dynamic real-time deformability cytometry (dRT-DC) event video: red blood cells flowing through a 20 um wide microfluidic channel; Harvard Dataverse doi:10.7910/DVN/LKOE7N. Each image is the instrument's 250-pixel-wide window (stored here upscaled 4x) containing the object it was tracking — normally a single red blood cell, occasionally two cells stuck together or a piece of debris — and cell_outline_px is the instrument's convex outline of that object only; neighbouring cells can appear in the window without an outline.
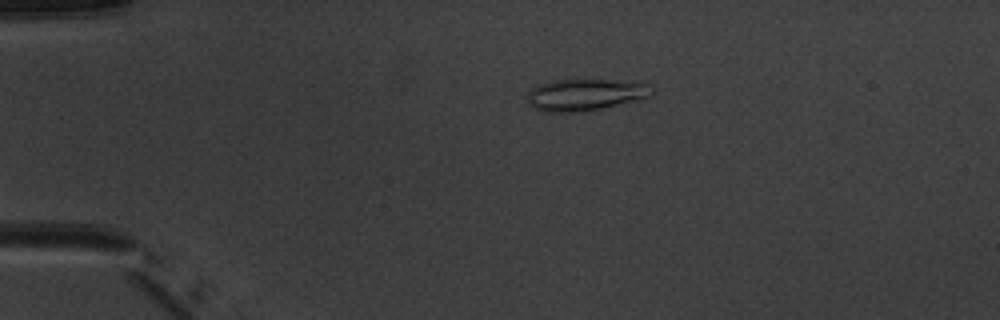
{"species": "common noctule bat (a hibernating species)", "species_latin": "Nyctalus noctula", "temperature_condition": "warm", "stored_images_in_passage": 2, "camera_frame_rate_fps": 3000, "um_per_image_px": 0.085, "animal": {"sex": "male", "body_mass_g": 20.1, "forearm_length_mm": 53.5}, "frame": {"image": 1, "passage_image": 2, "time_ms": 1.0, "image_size_px": [1000, 320], "cell_outline_px": [[656, 92], [652, 96], [600, 108], [576, 112], [544, 112], [536, 108], [528, 100], [528, 92], [536, 84], [552, 80], [608, 80], [648, 84], [656, 88]], "centroid_in_image_um": [49.76, 8.04], "position_along_channel_um": 35.2, "area_um2": 22.77}}